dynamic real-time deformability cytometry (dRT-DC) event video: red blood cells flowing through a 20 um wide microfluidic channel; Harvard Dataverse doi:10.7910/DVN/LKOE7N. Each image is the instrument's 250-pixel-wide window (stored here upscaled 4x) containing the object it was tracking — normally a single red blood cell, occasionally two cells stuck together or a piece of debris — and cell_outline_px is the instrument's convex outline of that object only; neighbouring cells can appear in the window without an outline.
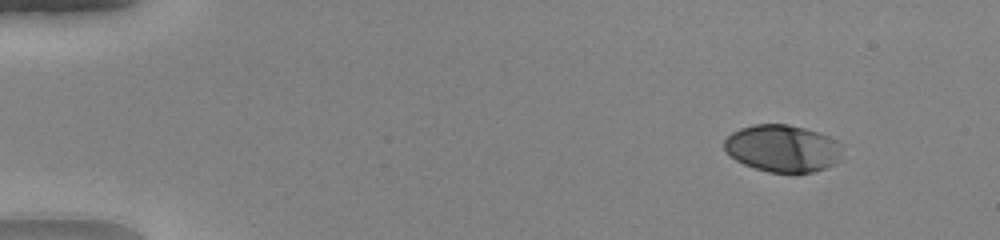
{"species": "human", "species_latin": "Homo sapiens", "temperature_condition": "warm", "stored_images_in_passage": 51, "camera_frame_rate_fps": 3000, "um_per_image_px": 0.085, "donor": {"sex": "female"}, "frame": {"image": 1, "passage_image": 6, "time_ms": 1.667, "image_size_px": [1000, 240], "cell_outline_px": [[844, 144], [836, 160], [832, 164], [824, 168], [812, 172], [768, 172], [744, 164], [736, 160], [724, 148], [724, 140], [732, 132], [740, 128], [752, 124], [788, 124], [804, 128], [828, 136]], "centroid_in_image_um": [66.5, 12.59], "position_along_channel_um": 18.5, "area_um2": 32.14}}
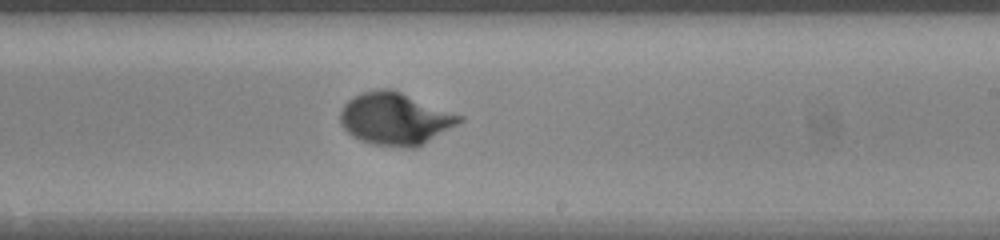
{"frame": {"image": 2, "passage_image": 32, "time_ms": 10.333, "image_size_px": [1000, 240], "cell_outline_px": [[464, 120], [424, 144], [416, 148], [404, 148], [372, 144], [360, 140], [352, 136], [340, 124], [340, 108], [352, 96], [364, 92], [380, 88], [392, 88], [464, 116]], "centroid_in_image_um": [33.58, 10.09], "position_along_channel_um": 255.4, "area_um2": 36.65}}
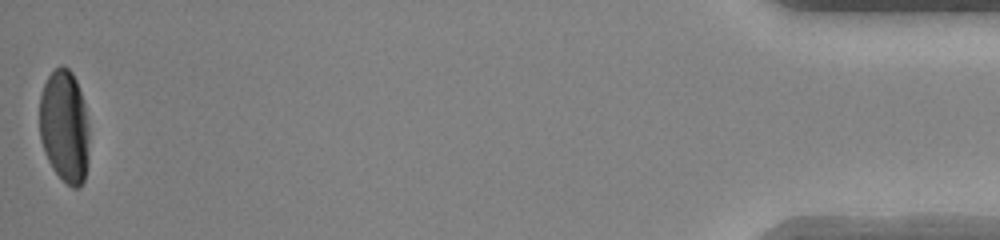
{"frame": {"image": 3, "passage_image": 51, "time_ms": 16.667, "image_size_px": [1000, 240], "cell_outline_px": [[88, 164], [84, 180], [80, 188], [72, 188], [52, 168], [44, 152], [40, 140], [40, 96], [44, 84], [48, 76], [60, 64], [64, 64], [72, 72], [76, 80], [84, 104], [88, 124]], "centroid_in_image_um": [5.48, 10.75], "position_along_channel_um": 429.7, "area_um2": 32.77}, "authors_computed_cell_mechanics": {"area_um2": 33.4662, "velocity_mm_per_s": 4.1286, "shape_relaxation_time_tau1_ms": 2.9598, "shape_relaxation_time_tau2_ms": null, "deformation_change_tau1": 0.2096, "deformation_change_tau2": null}}